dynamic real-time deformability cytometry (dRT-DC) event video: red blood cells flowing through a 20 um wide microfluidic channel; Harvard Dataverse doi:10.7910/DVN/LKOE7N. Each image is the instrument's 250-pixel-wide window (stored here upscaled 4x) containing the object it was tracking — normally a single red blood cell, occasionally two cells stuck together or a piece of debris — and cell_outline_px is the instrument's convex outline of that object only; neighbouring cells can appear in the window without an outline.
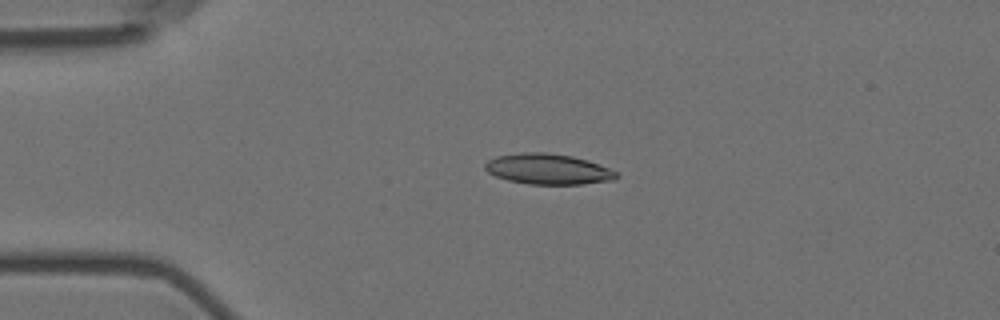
{"species": "Egyptian fruit bat (a non-hibernating species)", "species_latin": "Rousettus aegyptiacus", "temperature_condition": "room temperature", "stored_images_in_passage": 5, "camera_frame_rate_fps": 3000, "um_per_image_px": 0.085, "animal": {"sex": "female"}, "frame": {"image": 1, "passage_image": 4, "time_ms": 1.0, "image_size_px": [1000, 320], "cell_outline_px": [[620, 176], [616, 180], [584, 184], [528, 184], [508, 180], [496, 176], [488, 172], [484, 168], [484, 164], [488, 160], [496, 156], [520, 152], [544, 152], [572, 156], [588, 160], [608, 168], [616, 172]], "centroid_in_image_um": [46.59, 14.37], "position_along_channel_um": 38.4, "area_um2": 23.52}}